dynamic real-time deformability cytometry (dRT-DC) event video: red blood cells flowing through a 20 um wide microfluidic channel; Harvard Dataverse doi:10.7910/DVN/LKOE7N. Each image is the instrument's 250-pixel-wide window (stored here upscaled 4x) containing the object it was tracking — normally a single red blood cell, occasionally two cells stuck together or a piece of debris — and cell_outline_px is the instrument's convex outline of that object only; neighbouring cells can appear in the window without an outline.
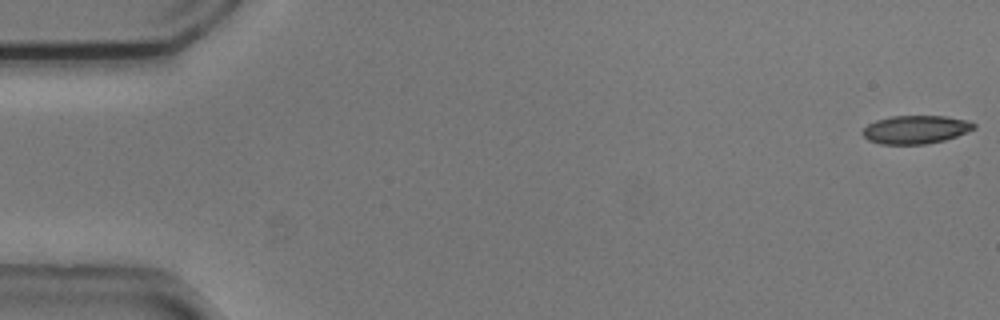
{"species": "common noctule bat (a hibernating species)", "species_latin": "Nyctalus noctula", "temperature_condition": "cold", "stored_images_in_passage": 50, "camera_frame_rate_fps": 3000, "um_per_image_px": 0.085, "animal": {"sex": "male", "body_mass_g": 20.5, "forearm_length_mm": 52.5}, "frame": {"image": 1, "passage_image": 1, "time_ms": 0.0, "image_size_px": [1000, 320], "cell_outline_px": [[976, 128], [956, 136], [944, 140], [928, 144], [880, 144], [868, 140], [860, 132], [868, 124], [876, 120], [892, 116], [948, 116], [968, 120], [976, 124]], "centroid_in_image_um": [77.83, 11.01], "position_along_channel_um": 7.2, "area_um2": 18.44}}
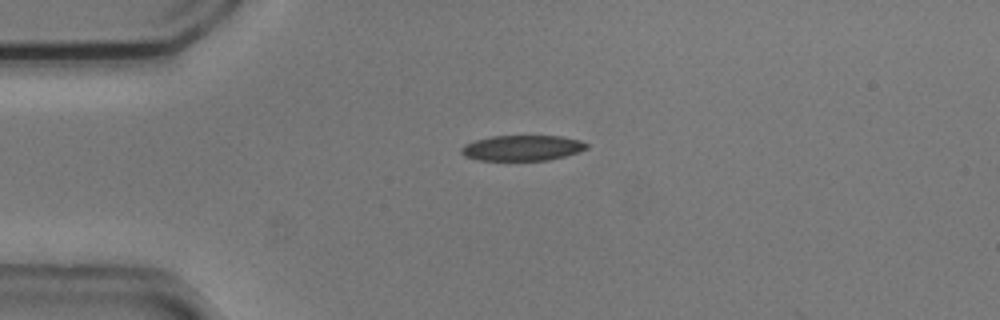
{"frame": {"image": 2, "passage_image": 13, "time_ms": 4.0, "image_size_px": [1000, 320], "cell_outline_px": [[588, 148], [564, 156], [548, 160], [476, 160], [464, 156], [460, 152], [460, 148], [464, 144], [476, 140], [492, 136], [560, 136], [580, 140], [588, 144]], "centroid_in_image_um": [44.35, 12.57], "position_along_channel_um": 40.6, "area_um2": 18.55}}
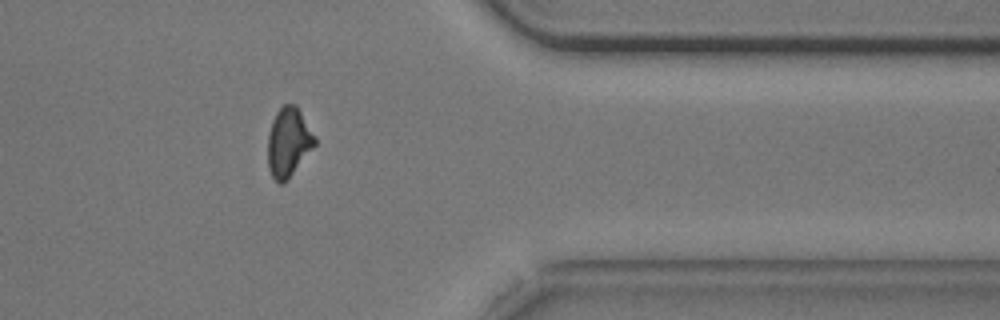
{"frame": {"image": 3, "passage_image": 44, "time_ms": 14.333, "image_size_px": [1000, 320], "cell_outline_px": [[316, 144], [288, 180], [284, 184], [280, 184], [272, 176], [268, 168], [268, 132], [272, 120], [276, 112], [284, 104], [296, 104], [316, 140]], "centroid_in_image_um": [24.5, 12.11], "position_along_channel_um": 386.9, "area_um2": 18.84}}